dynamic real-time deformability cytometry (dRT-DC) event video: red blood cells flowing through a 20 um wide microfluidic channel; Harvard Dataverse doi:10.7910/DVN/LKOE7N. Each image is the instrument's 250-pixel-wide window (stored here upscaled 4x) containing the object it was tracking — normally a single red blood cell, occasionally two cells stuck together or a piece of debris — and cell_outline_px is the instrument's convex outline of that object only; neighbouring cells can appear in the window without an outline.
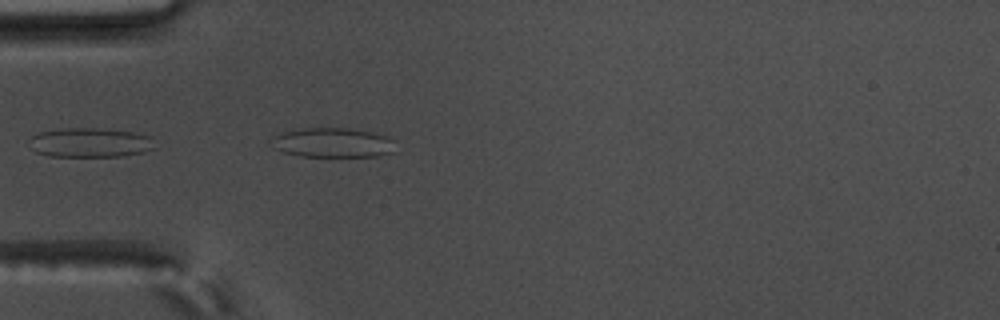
{"species": "common noctule bat (a hibernating species)", "species_latin": "Nyctalus noctula", "temperature_condition": "warm", "stored_images_in_passage": 41, "camera_frame_rate_fps": 3000, "um_per_image_px": 0.085, "animal": {"sex": "male", "body_mass_g": 17.5, "forearm_length_mm": 52.3}, "frame": {"image": 1, "passage_image": 2, "time_ms": 0.333, "image_size_px": [1000, 320], "cell_outline_px": [[396, 152], [380, 156], [300, 156], [280, 152], [272, 148], [268, 144], [272, 136], [284, 132], [304, 128], [348, 128], [372, 132], [388, 136], [392, 140]], "centroid_in_image_um": [28.24, 12.13], "position_along_channel_um": 56.8, "area_um2": 21.73}}
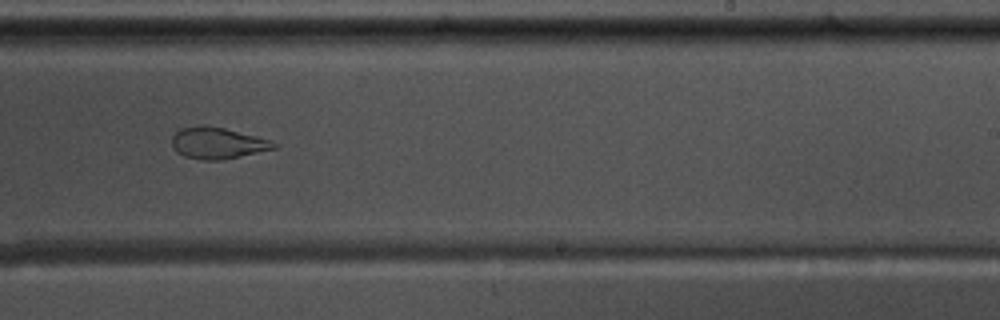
{"frame": {"image": 2, "passage_image": 20, "time_ms": 6.333, "image_size_px": [1000, 320], "cell_outline_px": [[276, 148], [224, 160], [200, 160], [184, 156], [176, 152], [172, 148], [172, 136], [180, 128], [224, 128], [272, 140], [276, 144]], "centroid_in_image_um": [18.5, 12.21], "position_along_channel_um": 270.5, "area_um2": 18.21}}
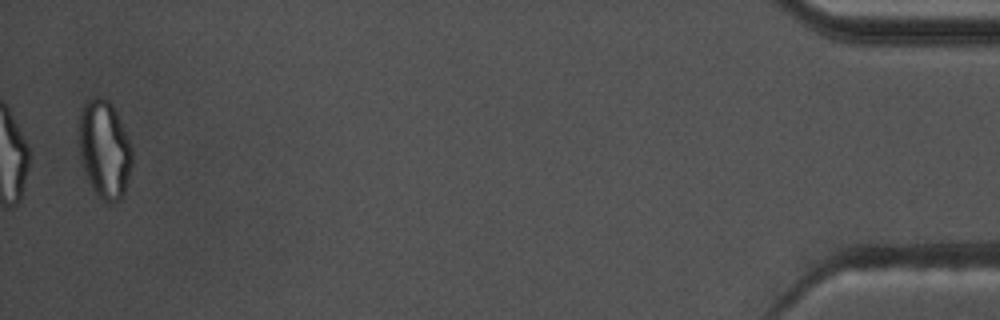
{"frame": {"image": 3, "passage_image": 40, "time_ms": 13.0, "image_size_px": [1000, 320], "cell_outline_px": [[132, 164], [124, 192], [120, 200], [112, 204], [108, 204], [92, 188], [84, 168], [80, 156], [80, 108], [88, 100], [96, 96], [100, 96], [108, 100], [112, 104], [120, 120], [132, 148]], "centroid_in_image_um": [8.89, 12.68], "position_along_channel_um": 426.3, "area_um2": 30.0}, "authors_computed_cell_mechanics": {"area_um2": 20.9236, "velocity_mm_per_s": 3.6585, "shape_relaxation_time_tau1_ms": null, "shape_relaxation_time_tau2_ms": 1.9122, "deformation_change_tau1": null, "deformation_change_tau2": 0.0754}}